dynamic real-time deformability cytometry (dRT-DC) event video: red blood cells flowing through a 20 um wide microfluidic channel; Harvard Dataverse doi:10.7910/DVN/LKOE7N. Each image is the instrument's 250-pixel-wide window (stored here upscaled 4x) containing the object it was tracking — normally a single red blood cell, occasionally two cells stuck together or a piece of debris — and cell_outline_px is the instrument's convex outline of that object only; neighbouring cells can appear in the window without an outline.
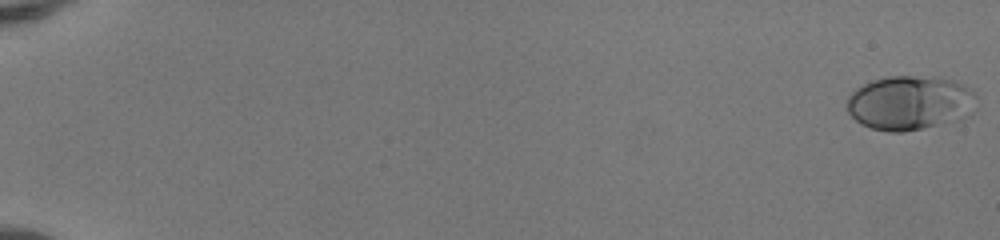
{"species": "human", "species_latin": "Homo sapiens", "temperature_condition": "room temperature", "stored_images_in_passage": 52, "camera_frame_rate_fps": 3000, "um_per_image_px": 0.085, "donor": {"sex": "female"}, "frame": {"image": 1, "passage_image": 1, "time_ms": 0.0, "image_size_px": [1000, 240], "cell_outline_px": [[976, 108], [972, 116], [960, 120], [924, 128], [904, 132], [888, 132], [872, 128], [860, 124], [848, 112], [848, 96], [856, 88], [872, 80], [884, 76], [940, 76], [952, 80], [960, 84], [972, 92], [976, 96]], "centroid_in_image_um": [77.37, 8.75], "position_along_channel_um": 7.6, "area_um2": 41.56}}
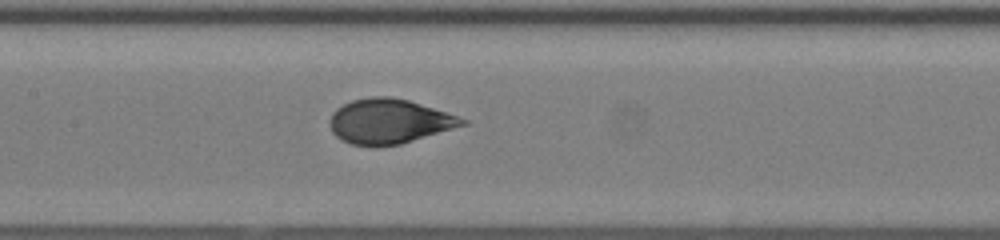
{"frame": {"image": 2, "passage_image": 28, "time_ms": 9.0, "image_size_px": [1000, 240], "cell_outline_px": [[468, 124], [400, 144], [372, 148], [352, 144], [336, 136], [332, 132], [328, 120], [332, 112], [336, 108], [352, 100], [368, 96], [392, 96], [408, 100], [468, 120]], "centroid_in_image_um": [33.02, 10.32], "position_along_channel_um": 174.4, "area_um2": 34.62}}
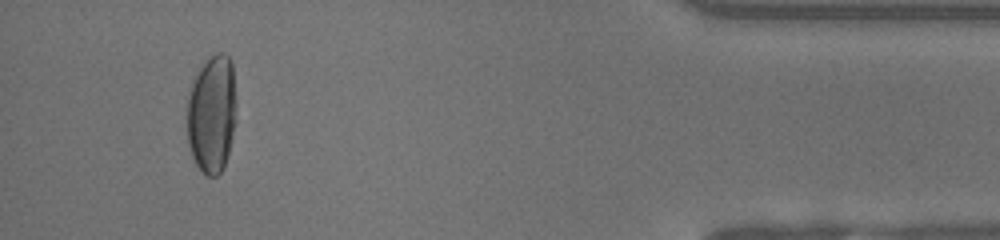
{"frame": {"image": 3, "passage_image": 49, "time_ms": 16.0, "image_size_px": [1000, 240], "cell_outline_px": [[236, 120], [224, 168], [216, 176], [208, 176], [196, 164], [192, 156], [188, 144], [188, 92], [192, 80], [200, 68], [216, 52], [224, 52], [232, 60]], "centroid_in_image_um": [18.01, 9.67], "position_along_channel_um": 417.2, "area_um2": 33.76}, "authors_computed_cell_mechanics": {"area_um2": 34.969, "velocity_mm_per_s": 4.1842, "shape_relaxation_time_tau1_ms": 4.8782, "shape_relaxation_time_tau2_ms": null, "deformation_change_tau1": 0.2372, "deformation_change_tau2": null}}